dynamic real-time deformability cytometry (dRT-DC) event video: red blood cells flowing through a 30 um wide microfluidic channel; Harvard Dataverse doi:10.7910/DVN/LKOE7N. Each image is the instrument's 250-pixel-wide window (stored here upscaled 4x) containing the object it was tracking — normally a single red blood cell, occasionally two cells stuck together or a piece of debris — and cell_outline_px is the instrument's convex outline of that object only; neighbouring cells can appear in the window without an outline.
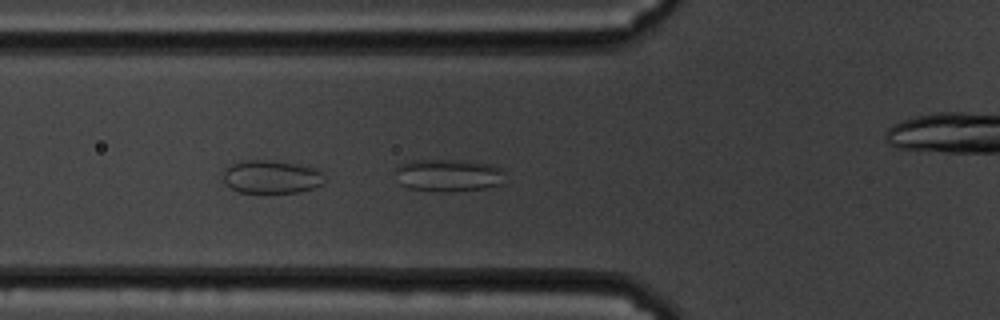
{"species": "common noctule bat (a hibernating species)", "species_latin": "Nyctalus noctula", "temperature_condition": "cold", "stored_images_in_passage": 54, "camera_frame_rate_fps": 3000, "um_per_image_px": 0.085, "animal": {"sex": "male", "body_mass_g": 19.5, "forearm_length_mm": 54.6}, "frame": {"image": 1, "passage_image": 16, "time_ms": 5.0, "image_size_px": [1000, 320], "cell_outline_px": [[504, 184], [484, 188], [452, 192], [432, 192], [408, 188], [400, 184], [396, 172], [396, 168], [400, 164], [412, 160], [464, 160], [492, 164], [504, 168]], "centroid_in_image_um": [38.16, 14.91], "position_along_channel_um": 87.6, "area_um2": 21.27}, "authors_computed_cell_mechanics": {"area_um2": 23.8425, "velocity_mm_per_s": 3.3687, "shape_relaxation_time_tau1_ms": null, "shape_relaxation_time_tau2_ms": 1.9631, "deformation_change_tau1": null, "deformation_change_tau2": 0.0688}}